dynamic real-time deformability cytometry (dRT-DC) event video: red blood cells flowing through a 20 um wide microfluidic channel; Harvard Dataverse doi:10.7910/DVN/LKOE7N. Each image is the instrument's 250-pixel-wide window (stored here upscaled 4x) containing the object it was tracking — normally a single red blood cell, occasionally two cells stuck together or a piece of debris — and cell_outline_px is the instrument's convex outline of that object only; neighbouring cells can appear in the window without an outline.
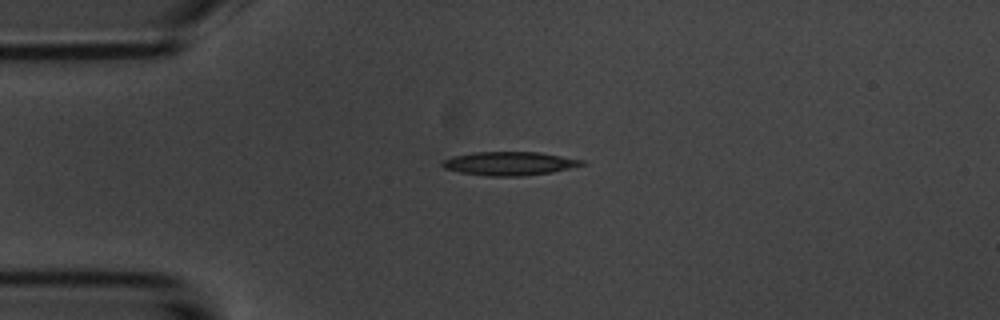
{"species": "common noctule bat (a hibernating species)", "species_latin": "Nyctalus noctula", "temperature_condition": "room temperature", "stored_images_in_passage": 4, "camera_frame_rate_fps": 3000, "um_per_image_px": 0.085, "animal": {"sex": "male", "body_mass_g": 20.1, "forearm_length_mm": 53.5}, "frame": {"image": 1, "passage_image": 4, "time_ms": 3.333, "image_size_px": [1000, 320], "cell_outline_px": [[584, 164], [552, 172], [520, 176], [488, 176], [460, 172], [444, 168], [440, 164], [440, 160], [452, 156], [472, 152], [540, 152], [584, 160]], "centroid_in_image_um": [43.23, 13.89], "position_along_channel_um": 41.8, "area_um2": 19.19}}